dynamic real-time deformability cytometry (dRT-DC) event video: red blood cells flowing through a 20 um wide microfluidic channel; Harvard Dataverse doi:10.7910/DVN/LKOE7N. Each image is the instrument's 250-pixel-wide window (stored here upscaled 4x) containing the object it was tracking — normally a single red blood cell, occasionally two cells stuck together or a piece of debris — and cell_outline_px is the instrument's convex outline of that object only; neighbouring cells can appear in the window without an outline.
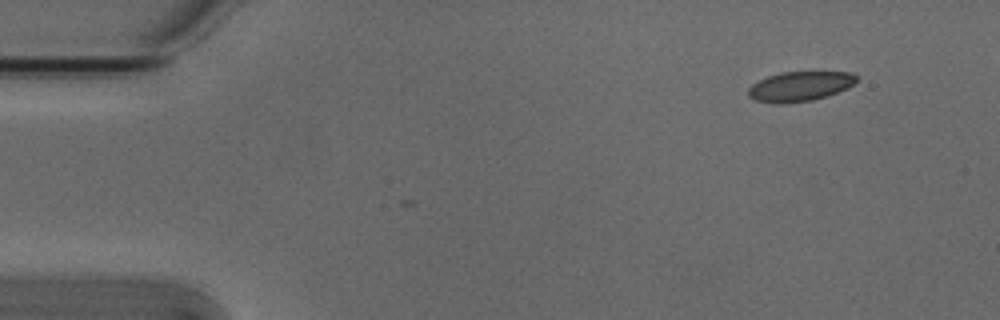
{"species": "Egyptian fruit bat (a non-hibernating species)", "species_latin": "Rousettus aegyptiacus", "temperature_condition": "cold", "stored_images_in_passage": 5, "camera_frame_rate_fps": 3000, "um_per_image_px": 0.085, "animal": {"sex": "male"}, "frame": {"image": 1, "passage_image": 5, "time_ms": 1.333, "image_size_px": [1000, 320], "cell_outline_px": [[856, 80], [848, 88], [828, 96], [812, 100], [788, 104], [772, 104], [756, 100], [748, 96], [748, 88], [752, 84], [768, 76], [780, 72], [852, 72], [856, 76]], "centroid_in_image_um": [67.96, 7.35], "position_along_channel_um": 17.0, "area_um2": 18.9}}